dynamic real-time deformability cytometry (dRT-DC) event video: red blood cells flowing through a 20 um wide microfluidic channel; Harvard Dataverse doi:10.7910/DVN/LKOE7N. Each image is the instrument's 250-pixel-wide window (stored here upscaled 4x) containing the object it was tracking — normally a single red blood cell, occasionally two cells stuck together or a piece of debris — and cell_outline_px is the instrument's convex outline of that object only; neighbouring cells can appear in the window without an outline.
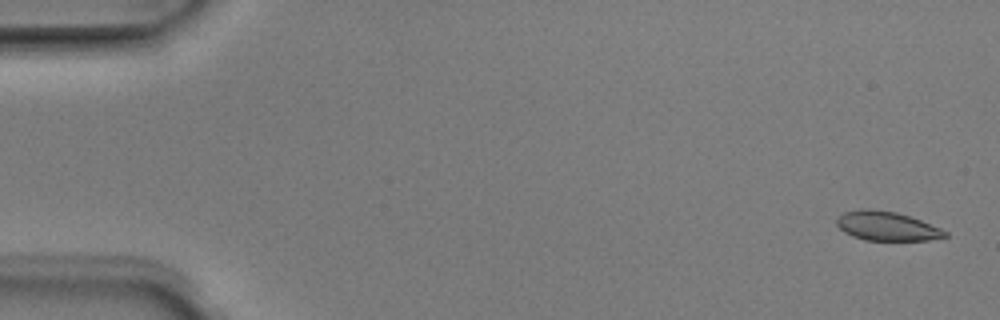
{"species": "Egyptian fruit bat (a non-hibernating species)", "species_latin": "Rousettus aegyptiacus", "temperature_condition": "room temperature", "stored_images_in_passage": 5, "camera_frame_rate_fps": 3000, "um_per_image_px": 0.085, "animal": {"sex": "male"}, "frame": {"image": 1, "passage_image": 1, "time_ms": 0.0, "image_size_px": [1000, 320], "cell_outline_px": [[948, 236], [928, 240], [864, 240], [852, 236], [844, 232], [836, 224], [836, 220], [844, 212], [860, 208], [868, 208], [896, 212], [920, 220], [940, 228], [948, 232]], "centroid_in_image_um": [75.35, 19.21], "position_along_channel_um": 9.6, "area_um2": 18.32}}
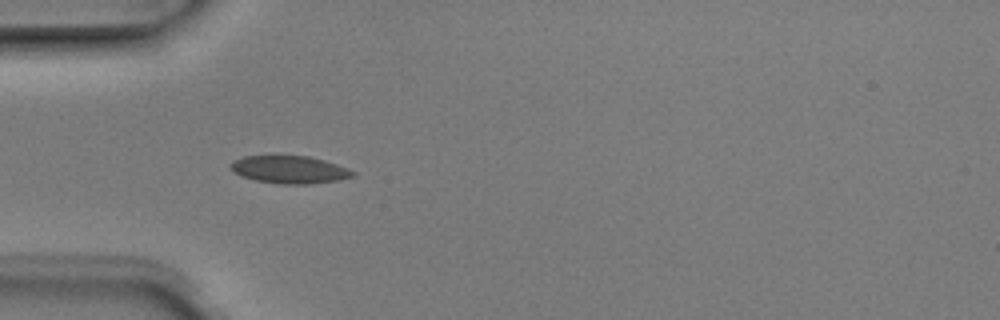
{"frame": {"image": 2, "passage_image": 4, "time_ms": 1.0, "image_size_px": [1000, 320], "cell_outline_px": [[356, 176], [336, 180], [308, 184], [280, 184], [256, 180], [244, 176], [236, 172], [228, 164], [232, 160], [244, 156], [308, 156], [324, 160], [336, 164], [356, 172]], "centroid_in_image_um": [24.62, 14.41], "position_along_channel_um": 60.4, "area_um2": 19.42}}
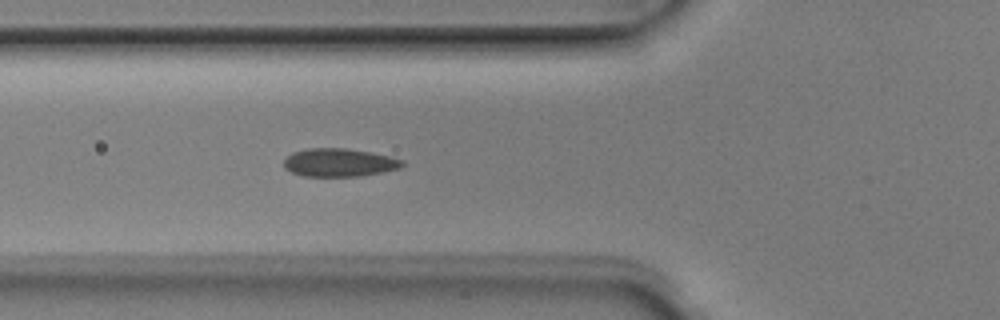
{"frame": {"image": 3, "passage_image": 5, "time_ms": 1.333, "image_size_px": [1000, 320], "cell_outline_px": [[404, 164], [400, 168], [360, 176], [304, 176], [292, 172], [284, 168], [284, 160], [292, 152], [308, 148], [348, 148], [372, 152], [392, 156], [404, 160]], "centroid_in_image_um": [28.85, 13.8], "position_along_channel_um": 96.9, "area_um2": 19.54}}